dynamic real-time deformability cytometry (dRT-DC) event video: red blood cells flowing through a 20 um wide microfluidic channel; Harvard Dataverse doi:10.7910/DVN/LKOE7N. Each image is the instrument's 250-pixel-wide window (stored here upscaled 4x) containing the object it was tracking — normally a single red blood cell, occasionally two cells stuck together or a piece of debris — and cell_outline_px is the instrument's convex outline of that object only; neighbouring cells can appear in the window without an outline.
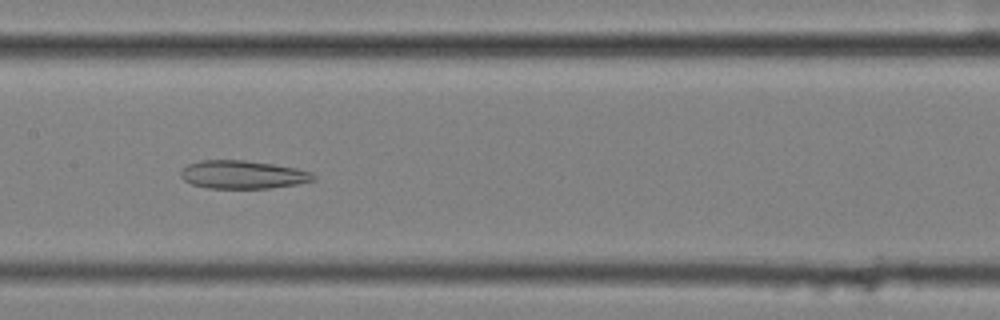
{"species": "common noctule bat (a hibernating species)", "species_latin": "Nyctalus noctula", "temperature_condition": "cold", "stored_images_in_passage": 57, "camera_frame_rate_fps": 3000, "um_per_image_px": 0.085, "animal": {"sex": "female", "body_mass_g": 25.1}, "frame": {"image": 1, "passage_image": 29, "time_ms": 9.333, "image_size_px": [1000, 320], "cell_outline_px": [[316, 180], [296, 184], [268, 188], [208, 188], [192, 184], [184, 180], [180, 176], [180, 172], [188, 164], [200, 160], [244, 160], [272, 164], [296, 168], [312, 172], [316, 176]], "centroid_in_image_um": [20.64, 14.84], "position_along_channel_um": 186.8, "area_um2": 21.73}}
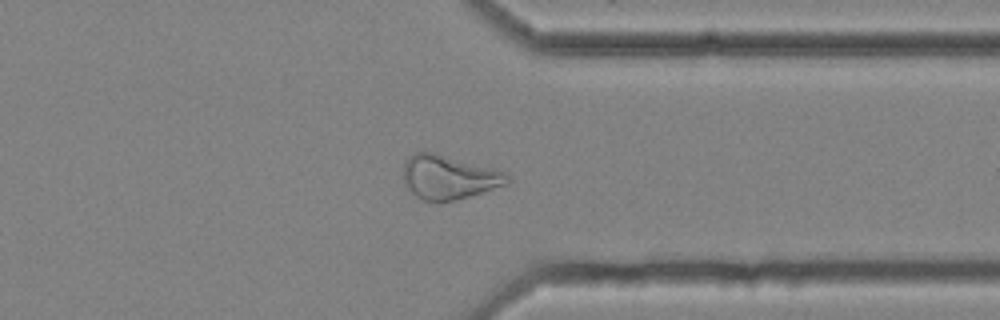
{"frame": {"image": 2, "passage_image": 45, "time_ms": 14.667, "image_size_px": [1000, 320], "cell_outline_px": [[512, 180], [508, 184], [456, 200], [440, 204], [424, 200], [416, 196], [404, 184], [404, 164], [416, 152], [436, 152], [508, 172]], "centroid_in_image_um": [38.2, 15.08], "position_along_channel_um": 373.2, "area_um2": 26.99}}
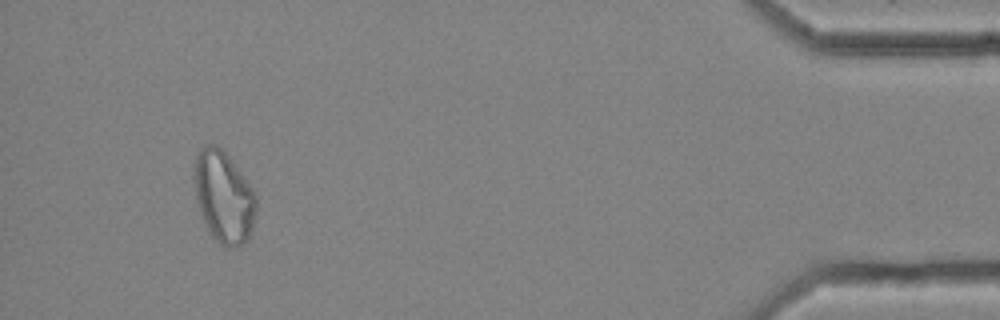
{"frame": {"image": 3, "passage_image": 54, "time_ms": 17.667, "image_size_px": [1000, 320], "cell_outline_px": [[256, 212], [252, 232], [248, 240], [244, 244], [232, 248], [228, 248], [220, 244], [208, 232], [200, 212], [196, 200], [196, 156], [200, 148], [208, 144], [216, 144], [228, 156], [256, 192]], "centroid_in_image_um": [19.06, 16.79], "position_along_channel_um": 416.1, "area_um2": 33.0}}